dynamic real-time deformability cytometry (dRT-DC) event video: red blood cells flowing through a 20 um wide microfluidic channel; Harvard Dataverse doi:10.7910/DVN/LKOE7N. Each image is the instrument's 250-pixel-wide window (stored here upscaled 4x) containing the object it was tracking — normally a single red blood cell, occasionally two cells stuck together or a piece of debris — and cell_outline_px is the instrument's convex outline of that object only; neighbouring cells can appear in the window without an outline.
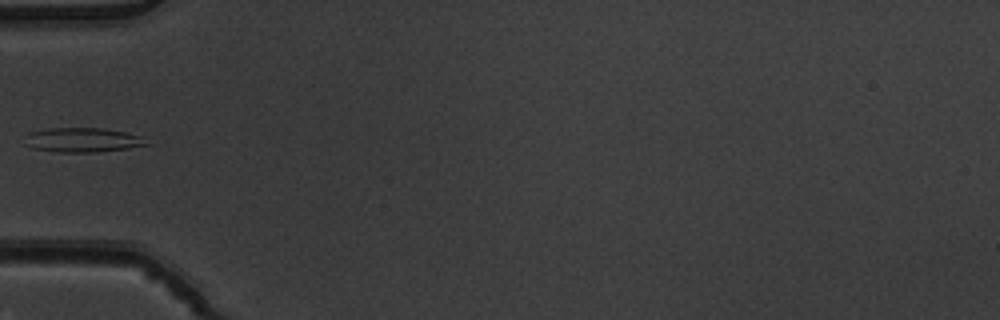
{"species": "common noctule bat (a hibernating species)", "species_latin": "Nyctalus noctula", "temperature_condition": "warm", "stored_images_in_passage": 6, "camera_frame_rate_fps": 3000, "um_per_image_px": 0.085, "animal": {"sex": "male", "body_mass_g": 19.5, "forearm_length_mm": 54.6}, "frame": {"image": 1, "passage_image": 6, "time_ms": 1.667, "image_size_px": [1000, 320], "cell_outline_px": [[148, 144], [128, 148], [96, 152], [60, 152], [32, 148], [28, 144], [28, 132], [48, 128], [104, 128], [124, 132], [140, 136]], "centroid_in_image_um": [7.02, 11.89], "position_along_channel_um": 78.0, "area_um2": 16.94}}